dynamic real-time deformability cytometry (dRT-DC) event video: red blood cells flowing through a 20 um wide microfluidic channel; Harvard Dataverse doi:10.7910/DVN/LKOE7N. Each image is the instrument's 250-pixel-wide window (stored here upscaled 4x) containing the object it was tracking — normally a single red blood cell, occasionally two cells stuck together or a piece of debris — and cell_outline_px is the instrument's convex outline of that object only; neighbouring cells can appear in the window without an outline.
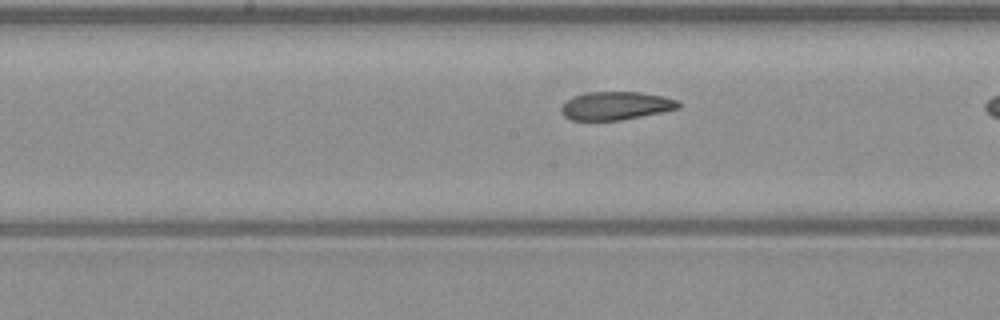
{"species": "common noctule bat (a hibernating species)", "species_latin": "Nyctalus noctula", "temperature_condition": "warm", "stored_images_in_passage": 19, "camera_frame_rate_fps": 3000, "um_per_image_px": 0.085, "animal": {"sex": "male", "body_mass_g": 23.1, "forearm_length_mm": 52.7}, "frame": {"image": 1, "passage_image": 16, "time_ms": 5.0, "image_size_px": [1000, 320], "cell_outline_px": [[680, 108], [620, 120], [572, 120], [564, 116], [560, 112], [560, 108], [572, 96], [584, 92], [640, 92], [664, 96], [680, 100]], "centroid_in_image_um": [52.34, 8.98], "position_along_channel_um": 195.9, "area_um2": 19.31}}